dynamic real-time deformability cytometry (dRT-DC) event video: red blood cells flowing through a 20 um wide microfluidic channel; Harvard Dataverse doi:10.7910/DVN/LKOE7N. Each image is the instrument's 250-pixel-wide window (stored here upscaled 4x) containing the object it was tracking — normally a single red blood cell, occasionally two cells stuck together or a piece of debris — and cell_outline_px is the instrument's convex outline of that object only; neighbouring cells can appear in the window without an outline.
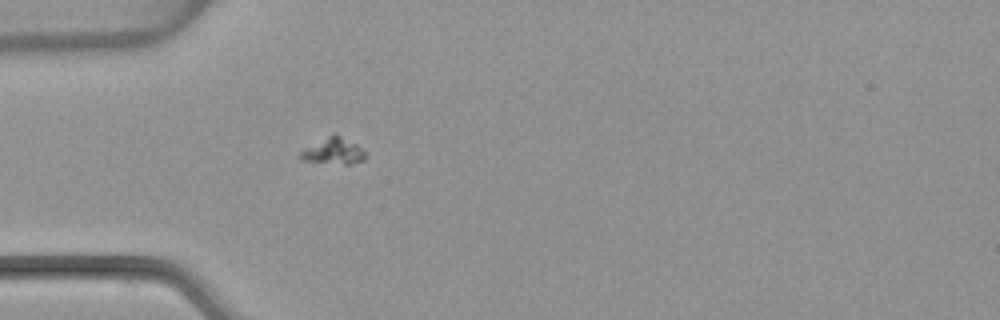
{"species": "common noctule bat (a hibernating species)", "species_latin": "Nyctalus noctula", "temperature_condition": "warm", "stored_images_in_passage": 39, "camera_frame_rate_fps": 3000, "um_per_image_px": 0.085, "animal": {"sex": "female", "body_mass_g": 22.7, "forearm_length_mm": 54.2}, "frame": {"image": 1, "passage_image": 1, "time_ms": 0.0, "image_size_px": [1000, 320], "cell_outline_px": [[368, 156], [364, 160], [348, 164], [344, 164], [300, 160], [296, 156], [304, 148], [332, 132], [336, 132], [356, 144]], "centroid_in_image_um": [28.3, 12.81], "position_along_channel_um": 56.7, "area_um2": 10.23}}
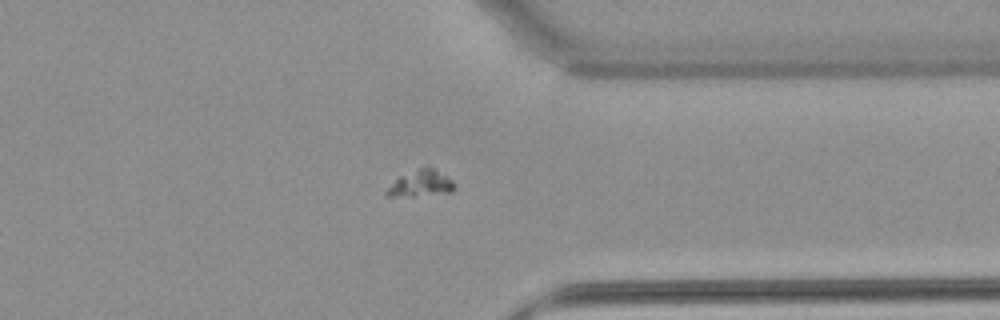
{"frame": {"image": 2, "passage_image": 27, "time_ms": 8.667, "image_size_px": [1000, 320], "cell_outline_px": [[456, 188], [452, 192], [412, 196], [384, 196], [384, 192], [400, 176], [420, 168], [432, 168], [452, 180], [456, 184]], "centroid_in_image_um": [35.78, 15.63], "position_along_channel_um": 375.6, "area_um2": 10.12}}
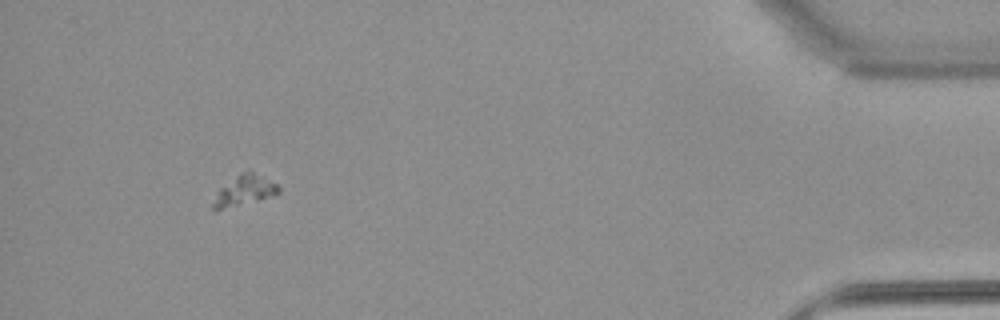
{"frame": {"image": 3, "passage_image": 35, "time_ms": 11.333, "image_size_px": [1000, 320], "cell_outline_px": [[280, 192], [236, 204], [220, 208], [212, 208], [212, 204], [216, 192], [220, 188], [240, 172], [248, 168], [276, 184], [280, 188]], "centroid_in_image_um": [20.74, 16.09], "position_along_channel_um": 414.5, "area_um2": 10.75}}